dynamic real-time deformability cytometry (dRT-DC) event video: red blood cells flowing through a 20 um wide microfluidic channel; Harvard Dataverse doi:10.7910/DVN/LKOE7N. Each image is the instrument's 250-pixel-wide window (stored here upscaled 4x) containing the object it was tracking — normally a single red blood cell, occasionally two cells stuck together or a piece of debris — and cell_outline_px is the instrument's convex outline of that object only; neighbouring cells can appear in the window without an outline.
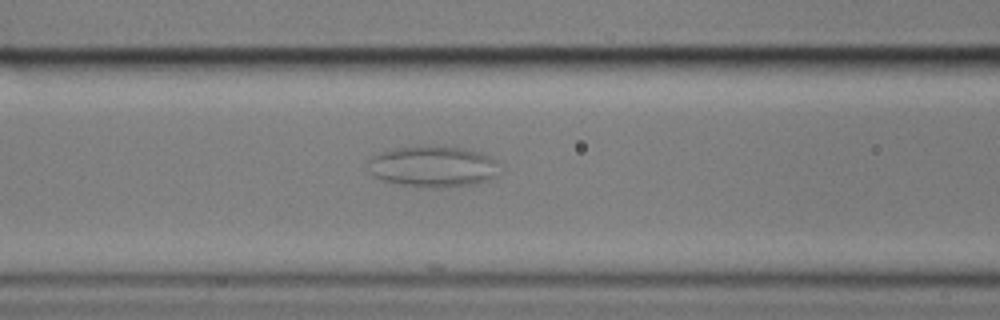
{"species": "common noctule bat (a hibernating species)", "species_latin": "Nyctalus noctula", "temperature_condition": "cold", "stored_images_in_passage": 44, "camera_frame_rate_fps": 3000, "um_per_image_px": 0.085, "animal": {"sex": "male", "body_mass_g": 17.9}, "frame": {"image": 1, "passage_image": 8, "time_ms": 2.333, "image_size_px": [1000, 320], "cell_outline_px": [[500, 164], [496, 176], [488, 180], [472, 184], [440, 188], [416, 188], [384, 180], [372, 176], [368, 172], [364, 164], [372, 156], [380, 152], [396, 148], [460, 148], [480, 152], [496, 160]], "centroid_in_image_um": [36.75, 14.2], "position_along_channel_um": 129.8, "area_um2": 31.39}}
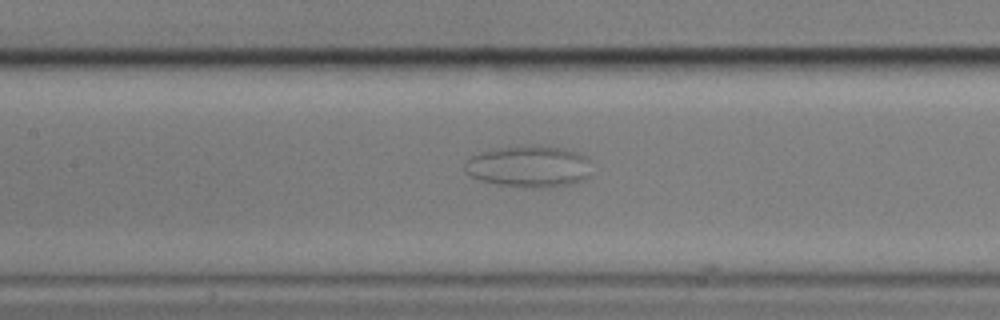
{"frame": {"image": 2, "passage_image": 11, "time_ms": 3.333, "image_size_px": [1000, 320], "cell_outline_px": [[592, 176], [584, 180], [572, 184], [548, 188], [532, 188], [496, 184], [480, 180], [464, 172], [464, 160], [480, 152], [496, 148], [516, 144], [544, 144], [564, 148], [588, 156]], "centroid_in_image_um": [44.99, 14.12], "position_along_channel_um": 162.4, "area_um2": 31.96}}
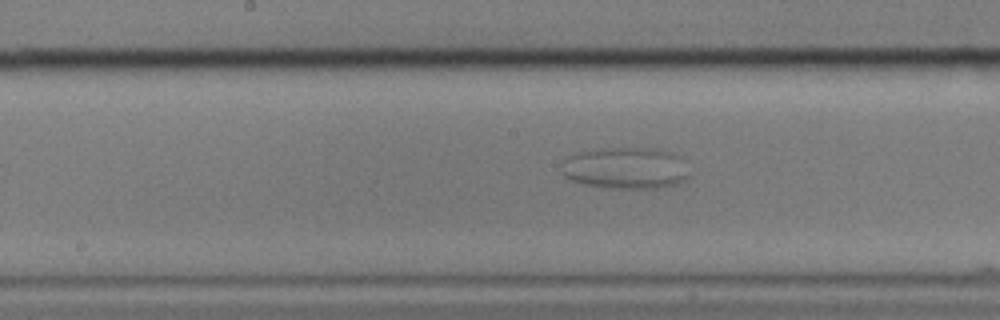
{"frame": {"image": 3, "passage_image": 14, "time_ms": 4.333, "image_size_px": [1000, 320], "cell_outline_px": [[688, 176], [684, 180], [672, 184], [656, 188], [600, 188], [584, 184], [572, 180], [564, 176], [560, 164], [568, 156], [576, 152], [604, 148], [656, 148], [672, 152], [680, 156]], "centroid_in_image_um": [53.11, 14.28], "position_along_channel_um": 195.1, "area_um2": 31.04}}